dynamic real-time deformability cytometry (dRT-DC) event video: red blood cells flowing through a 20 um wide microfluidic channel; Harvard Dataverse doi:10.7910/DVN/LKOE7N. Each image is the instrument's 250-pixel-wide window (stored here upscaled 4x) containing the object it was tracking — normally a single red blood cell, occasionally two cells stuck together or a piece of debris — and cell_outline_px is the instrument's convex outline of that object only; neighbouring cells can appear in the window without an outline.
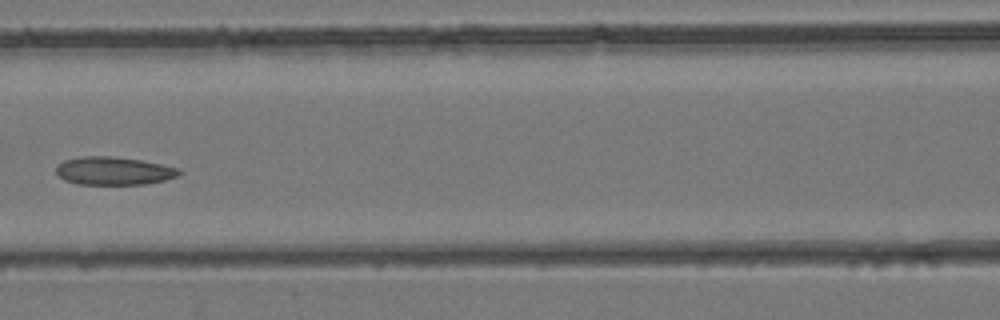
{"species": "common noctule bat (a hibernating species)", "species_latin": "Nyctalus noctula", "temperature_condition": "room temperature", "stored_images_in_passage": 23, "camera_frame_rate_fps": 3000, "um_per_image_px": 0.085, "animal": {"sex": "female", "body_mass_g": 24.6, "forearm_length_mm": 56.2}, "frame": {"image": 1, "passage_image": 7, "time_ms": 2.0, "image_size_px": [1000, 320], "cell_outline_px": [[184, 172], [180, 176], [164, 180], [144, 184], [76, 184], [64, 180], [56, 172], [56, 164], [64, 160], [84, 156], [112, 156], [140, 160], [180, 168]], "centroid_in_image_um": [9.68, 14.52], "position_along_channel_um": 156.9, "area_um2": 20.23}}
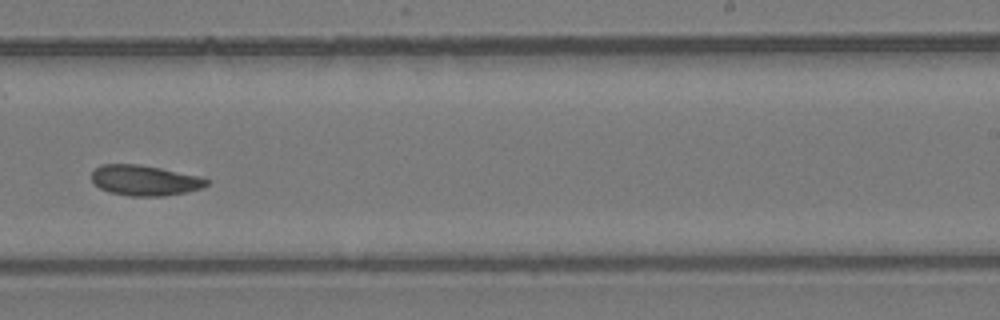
{"frame": {"image": 2, "passage_image": 14, "time_ms": 4.333, "image_size_px": [1000, 320], "cell_outline_px": [[208, 184], [200, 188], [184, 192], [164, 196], [132, 196], [108, 192], [100, 188], [92, 180], [92, 172], [100, 164], [140, 164], [200, 176], [208, 180]], "centroid_in_image_um": [12.28, 15.32], "position_along_channel_um": 276.7, "area_um2": 20.23}}